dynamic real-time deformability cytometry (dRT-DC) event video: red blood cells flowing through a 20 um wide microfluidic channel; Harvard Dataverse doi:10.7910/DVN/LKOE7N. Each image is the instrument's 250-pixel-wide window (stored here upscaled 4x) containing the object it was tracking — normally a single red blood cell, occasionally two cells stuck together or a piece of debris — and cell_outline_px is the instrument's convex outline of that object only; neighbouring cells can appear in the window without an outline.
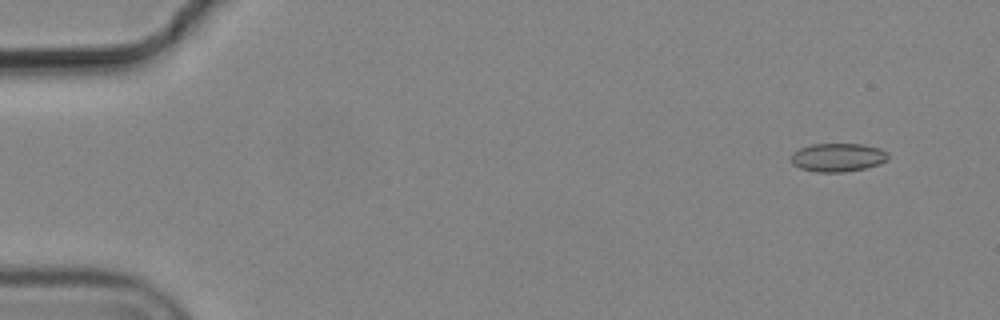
{"species": "common noctule bat (a hibernating species)", "species_latin": "Nyctalus noctula", "temperature_condition": "cold", "stored_images_in_passage": 7, "camera_frame_rate_fps": 3000, "um_per_image_px": 0.085, "animal": {"sex": "male", "body_mass_g": 19.2, "forearm_length_mm": 51.8}, "frame": {"image": 1, "passage_image": 2, "time_ms": 0.333, "image_size_px": [1000, 320], "cell_outline_px": [[888, 160], [880, 164], [868, 168], [844, 172], [816, 172], [800, 168], [792, 164], [792, 152], [800, 148], [812, 144], [864, 144], [880, 148], [888, 152]], "centroid_in_image_um": [71.25, 13.38], "position_along_channel_um": 13.8, "area_um2": 16.3}}
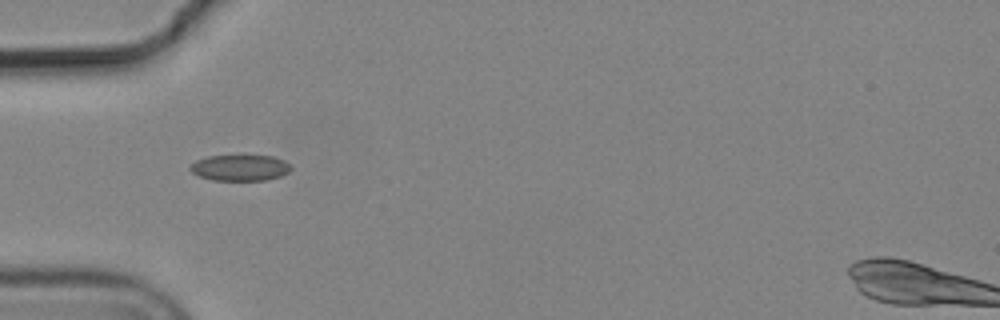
{"frame": {"image": 2, "passage_image": 6, "time_ms": 1.667, "image_size_px": [1000, 320], "cell_outline_px": [[292, 168], [288, 172], [280, 176], [264, 180], [212, 180], [200, 176], [192, 172], [188, 168], [196, 160], [208, 156], [240, 152], [244, 152], [272, 156], [284, 160]], "centroid_in_image_um": [20.39, 14.19], "position_along_channel_um": 64.6, "area_um2": 16.07}}
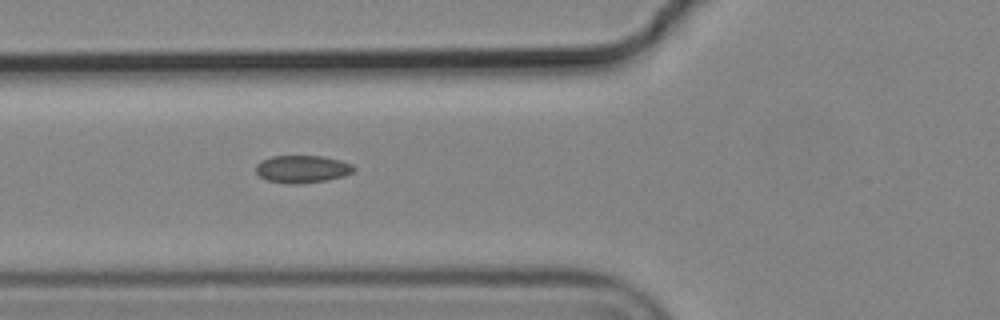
{"frame": {"image": 3, "passage_image": 7, "time_ms": 2.0, "image_size_px": [1000, 320], "cell_outline_px": [[356, 168], [352, 172], [344, 176], [328, 180], [300, 184], [288, 184], [268, 180], [260, 176], [256, 172], [256, 164], [260, 160], [272, 156], [324, 156], [340, 160], [352, 164]], "centroid_in_image_um": [25.69, 14.37], "position_along_channel_um": 100.1, "area_um2": 15.84}}